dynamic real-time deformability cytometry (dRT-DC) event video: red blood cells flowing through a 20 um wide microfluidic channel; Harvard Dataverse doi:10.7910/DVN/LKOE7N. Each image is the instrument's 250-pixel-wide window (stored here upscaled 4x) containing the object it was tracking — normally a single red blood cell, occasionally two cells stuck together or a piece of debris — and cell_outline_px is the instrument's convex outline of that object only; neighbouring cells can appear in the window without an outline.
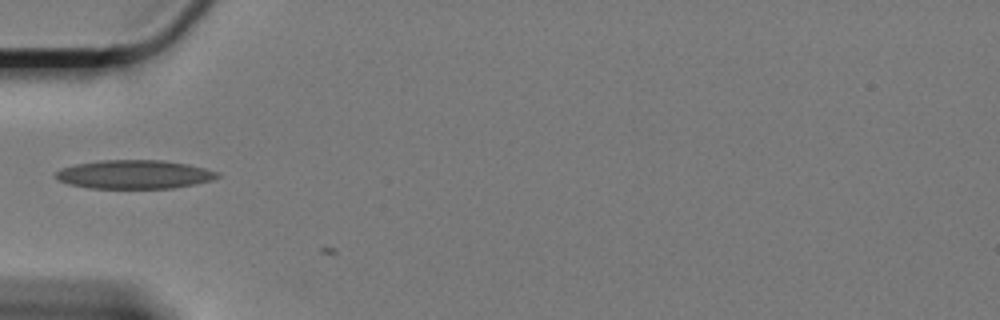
{"species": "Egyptian fruit bat (a non-hibernating species)", "species_latin": "Rousettus aegyptiacus", "temperature_condition": "cold", "stored_images_in_passage": 5, "camera_frame_rate_fps": 3000, "um_per_image_px": 0.085, "animal": {"sex": "female"}, "frame": {"image": 1, "passage_image": 4, "time_ms": 1.0, "image_size_px": [1000, 320], "cell_outline_px": [[220, 176], [212, 180], [172, 188], [88, 188], [68, 184], [60, 180], [56, 176], [56, 172], [64, 168], [76, 164], [100, 160], [164, 160], [188, 164], [220, 172]], "centroid_in_image_um": [11.45, 14.82], "position_along_channel_um": 73.6, "area_um2": 26.88}}